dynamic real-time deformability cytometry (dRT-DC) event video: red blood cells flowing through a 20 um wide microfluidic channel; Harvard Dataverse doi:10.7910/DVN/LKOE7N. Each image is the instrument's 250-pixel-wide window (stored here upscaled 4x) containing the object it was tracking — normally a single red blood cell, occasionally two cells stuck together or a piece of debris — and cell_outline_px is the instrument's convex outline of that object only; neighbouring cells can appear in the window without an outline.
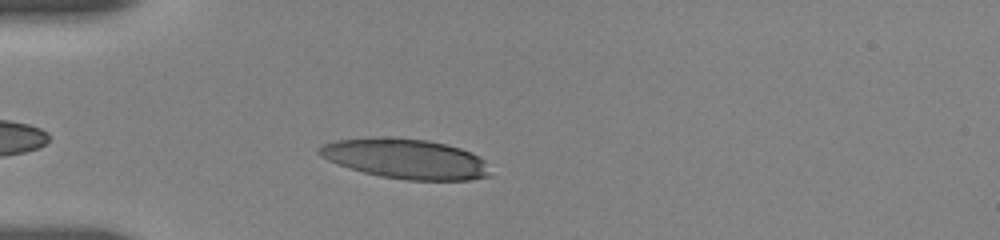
{"species": "human", "species_latin": "Homo sapiens", "temperature_condition": "room temperature", "stored_images_in_passage": 5, "camera_frame_rate_fps": 3000, "um_per_image_px": 0.085, "donor": {"sex": "female"}, "frame": {"image": 1, "passage_image": 4, "time_ms": 3.333, "image_size_px": [1000, 240], "cell_outline_px": [[488, 176], [472, 180], [404, 180], [380, 176], [348, 168], [328, 160], [320, 156], [316, 152], [316, 148], [324, 144], [336, 140], [428, 140], [460, 148], [472, 152], [484, 160], [488, 172]], "centroid_in_image_um": [34.49, 13.55], "position_along_channel_um": 50.5, "area_um2": 38.49}}